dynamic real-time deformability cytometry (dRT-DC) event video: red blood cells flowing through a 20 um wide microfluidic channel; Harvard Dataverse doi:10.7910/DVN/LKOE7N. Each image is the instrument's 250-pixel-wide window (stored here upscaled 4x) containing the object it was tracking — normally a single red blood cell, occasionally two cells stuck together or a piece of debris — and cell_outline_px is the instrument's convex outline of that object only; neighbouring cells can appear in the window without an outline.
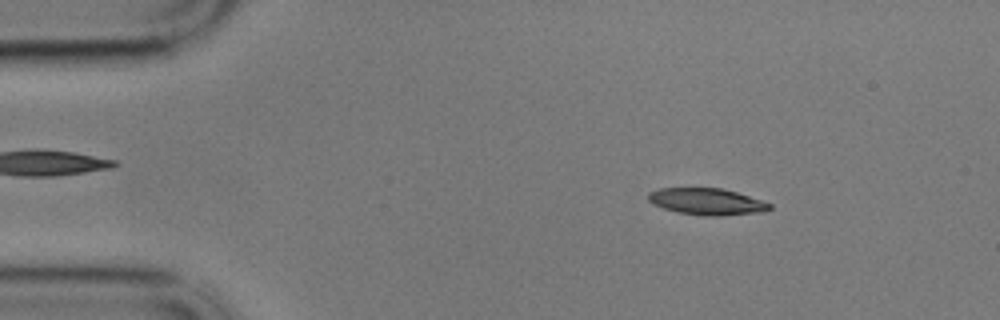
{"species": "common noctule bat (a hibernating species)", "species_latin": "Nyctalus noctula", "temperature_condition": "cold", "stored_images_in_passage": 57, "camera_frame_rate_fps": 3000, "um_per_image_px": 0.085, "animal": {"sex": "male", "body_mass_g": 17.9}, "frame": {"image": 1, "passage_image": 8, "time_ms": 2.333, "image_size_px": [1000, 320], "cell_outline_px": [[772, 208], [764, 212], [720, 216], [704, 216], [680, 212], [664, 208], [652, 204], [648, 200], [648, 192], [660, 188], [720, 188], [736, 192], [772, 204]], "centroid_in_image_um": [60.08, 17.14], "position_along_channel_um": 24.9, "area_um2": 18.79}}
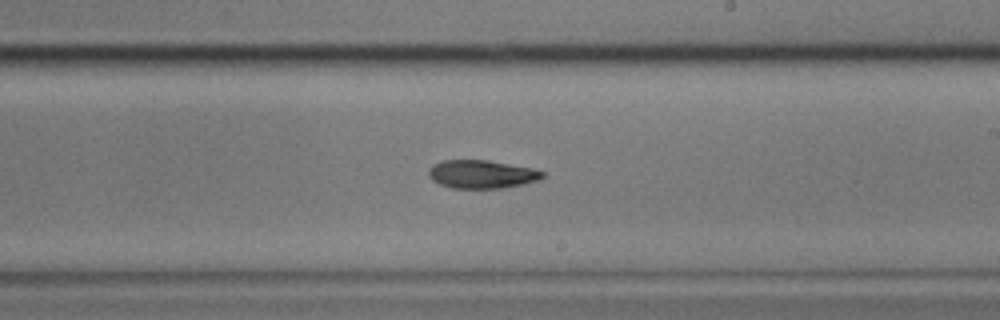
{"frame": {"image": 2, "passage_image": 33, "time_ms": 10.667, "image_size_px": [1000, 320], "cell_outline_px": [[544, 176], [536, 180], [524, 184], [500, 188], [452, 188], [440, 184], [432, 180], [428, 176], [428, 168], [432, 164], [444, 160], [488, 160], [532, 168], [544, 172]], "centroid_in_image_um": [40.9, 14.8], "position_along_channel_um": 248.1, "area_um2": 18.73}}
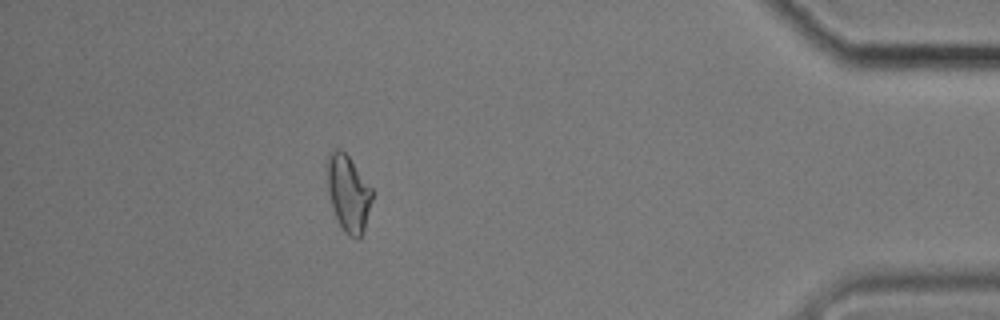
{"frame": {"image": 3, "passage_image": 51, "time_ms": 16.667, "image_size_px": [1000, 320], "cell_outline_px": [[372, 200], [364, 228], [360, 240], [356, 240], [348, 236], [344, 232], [336, 216], [328, 192], [324, 172], [324, 164], [328, 152], [336, 148], [340, 148], [348, 156], [372, 188]], "centroid_in_image_um": [29.55, 16.38], "position_along_channel_um": 405.6, "area_um2": 20.46}, "authors_computed_cell_mechanics": {"area_um2": 19.2474, "velocity_mm_per_s": 3.4333, "shape_relaxation_time_tau1_ms": null, "shape_relaxation_time_tau2_ms": 6.8976, "deformation_change_tau1": null, "deformation_change_tau2": 0.153}}